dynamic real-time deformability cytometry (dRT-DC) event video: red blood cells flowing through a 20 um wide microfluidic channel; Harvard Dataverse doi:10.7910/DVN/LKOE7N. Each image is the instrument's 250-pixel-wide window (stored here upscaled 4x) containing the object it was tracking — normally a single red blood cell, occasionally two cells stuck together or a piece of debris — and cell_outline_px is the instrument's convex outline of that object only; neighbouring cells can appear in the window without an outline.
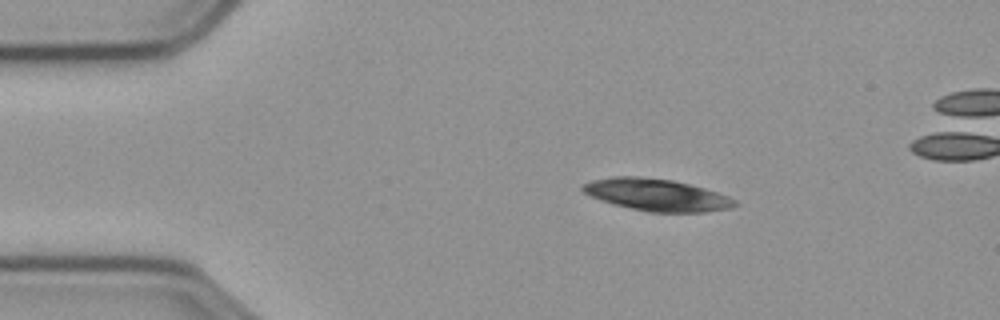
{"species": "common noctule bat (a hibernating species)", "species_latin": "Nyctalus noctula", "temperature_condition": "cold", "stored_images_in_passage": 56, "camera_frame_rate_fps": 3000, "um_per_image_px": 0.085, "animal": {"sex": "male", "body_mass_g": 23.1, "forearm_length_mm": 52.7}, "frame": {"image": 1, "passage_image": 9, "time_ms": 2.667, "image_size_px": [1000, 320], "cell_outline_px": [[740, 204], [732, 208], [704, 212], [648, 212], [612, 204], [592, 196], [584, 192], [580, 188], [580, 184], [592, 180], [612, 176], [640, 176], [672, 180], [704, 188], [728, 196], [736, 200]], "centroid_in_image_um": [55.81, 16.56], "position_along_channel_um": 29.2, "area_um2": 28.5}, "authors_computed_cell_mechanics": {"area_um2": 26.5591, "velocity_mm_per_s": 3.5706, "shape_relaxation_time_tau1_ms": 0.2433, "shape_relaxation_time_tau2_ms": 1.6244, "deformation_change_tau1": 0.2381, "deformation_change_tau2": 0.0857}}